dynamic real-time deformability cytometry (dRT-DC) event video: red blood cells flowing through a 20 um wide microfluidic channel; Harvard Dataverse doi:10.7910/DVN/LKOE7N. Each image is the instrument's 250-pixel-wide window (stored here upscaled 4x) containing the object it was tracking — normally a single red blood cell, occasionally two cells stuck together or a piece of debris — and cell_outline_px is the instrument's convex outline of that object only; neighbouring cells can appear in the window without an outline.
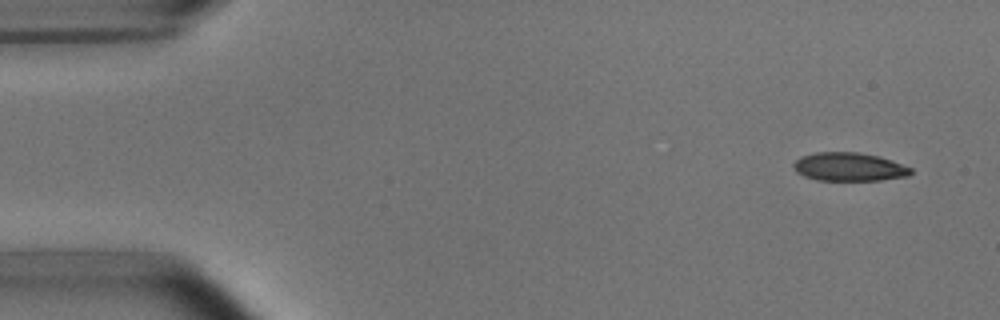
{"species": "common noctule bat (a hibernating species)", "species_latin": "Nyctalus noctula", "temperature_condition": "room temperature", "stored_images_in_passage": 5, "camera_frame_rate_fps": 3000, "um_per_image_px": 0.085, "animal": {"sex": "male", "body_mass_g": 15.6}, "frame": {"image": 1, "passage_image": 1, "time_ms": 0.0, "image_size_px": [1000, 320], "cell_outline_px": [[912, 172], [908, 176], [880, 180], [816, 180], [804, 176], [796, 172], [792, 168], [792, 164], [800, 156], [816, 152], [856, 152], [880, 156], [892, 160], [912, 168]], "centroid_in_image_um": [72.15, 14.18], "position_along_channel_um": 12.9, "area_um2": 19.59}}